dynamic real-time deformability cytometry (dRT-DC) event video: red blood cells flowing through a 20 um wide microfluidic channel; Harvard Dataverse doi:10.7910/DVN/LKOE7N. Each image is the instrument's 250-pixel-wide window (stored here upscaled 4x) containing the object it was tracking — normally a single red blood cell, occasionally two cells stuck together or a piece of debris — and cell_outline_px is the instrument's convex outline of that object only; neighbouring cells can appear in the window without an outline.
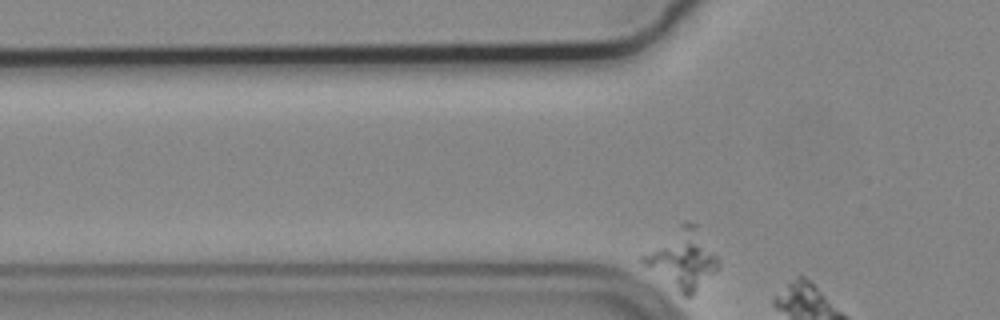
{"species": "common noctule bat (a hibernating species)", "species_latin": "Nyctalus noctula", "temperature_condition": "cold", "stored_images_in_passage": 4, "camera_frame_rate_fps": 3000, "um_per_image_px": 0.085, "animal": {"sex": "male", "body_mass_g": 19.2, "forearm_length_mm": 51.8}, "frame": {"image": 1, "passage_image": 2, "time_ms": 0.333, "image_size_px": [1000, 320], "cell_outline_px": [[720, 268], [692, 296], [684, 296], [648, 268], [640, 260], [640, 256], [660, 248], [688, 244], [692, 244], [712, 252], [720, 260]], "centroid_in_image_um": [58.04, 22.66], "position_along_channel_um": 67.8, "area_um2": 18.9}}